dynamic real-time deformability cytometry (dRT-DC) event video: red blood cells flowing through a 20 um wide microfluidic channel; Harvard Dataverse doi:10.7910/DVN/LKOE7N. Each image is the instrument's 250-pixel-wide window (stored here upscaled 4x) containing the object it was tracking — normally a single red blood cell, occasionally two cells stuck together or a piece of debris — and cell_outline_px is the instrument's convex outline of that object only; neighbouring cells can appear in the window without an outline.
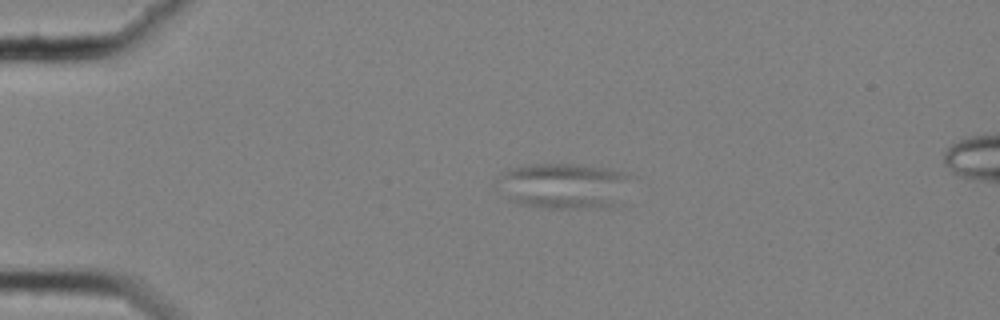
{"species": "common noctule bat (a hibernating species)", "species_latin": "Nyctalus noctula", "temperature_condition": "cold", "stored_images_in_passage": 48, "camera_frame_rate_fps": 3000, "um_per_image_px": 0.085, "animal": {"sex": "female", "body_mass_g": 25.1}, "frame": {"image": 1, "passage_image": 3, "time_ms": 0.667, "image_size_px": [1000, 320], "cell_outline_px": [[632, 176], [612, 204], [608, 208], [548, 208], [516, 204], [508, 200], [496, 188], [496, 176], [500, 172], [508, 168], [532, 164], [580, 164], [612, 168], [628, 172]], "centroid_in_image_um": [47.78, 15.77], "position_along_channel_um": 37.2, "area_um2": 36.13}}
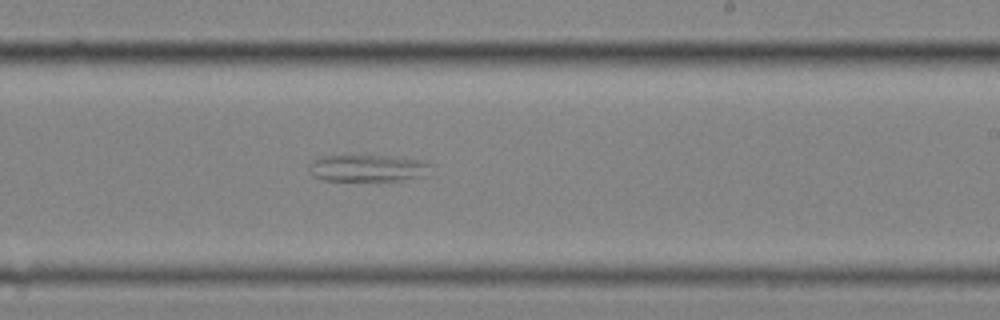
{"frame": {"image": 2, "passage_image": 26, "time_ms": 8.333, "image_size_px": [1000, 320], "cell_outline_px": [[436, 164], [428, 176], [400, 180], [324, 180], [312, 176], [308, 172], [308, 168], [320, 156], [396, 156]], "centroid_in_image_um": [31.35, 14.3], "position_along_channel_um": 257.6, "area_um2": 19.19}}
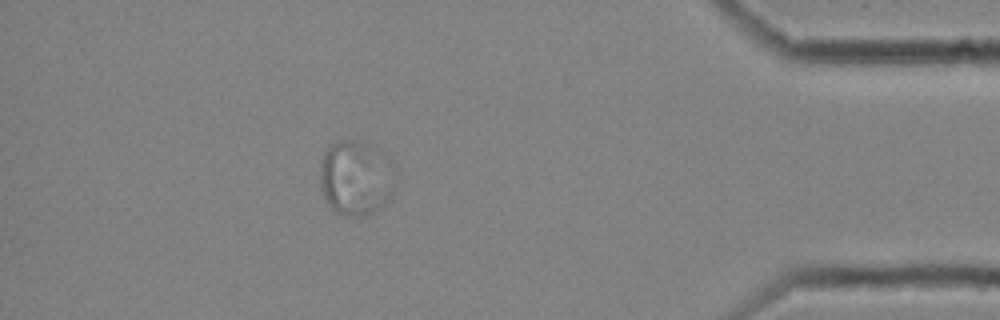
{"frame": {"image": 3, "passage_image": 42, "time_ms": 13.667, "image_size_px": [1000, 320], "cell_outline_px": [[400, 176], [388, 200], [372, 212], [356, 216], [348, 216], [336, 212], [328, 204], [324, 196], [320, 184], [320, 160], [324, 152], [332, 144], [344, 140], [356, 140], [368, 144], [388, 152], [396, 164]], "centroid_in_image_um": [30.34, 15.07], "position_along_channel_um": 404.9, "area_um2": 33.93}, "authors_computed_cell_mechanics": {"area_um2": 28.033, "velocity_mm_per_s": 3.473, "shape_relaxation_time_tau1_ms": null, "shape_relaxation_time_tau2_ms": 3.2719, "deformation_change_tau1": null, "deformation_change_tau2": null}}